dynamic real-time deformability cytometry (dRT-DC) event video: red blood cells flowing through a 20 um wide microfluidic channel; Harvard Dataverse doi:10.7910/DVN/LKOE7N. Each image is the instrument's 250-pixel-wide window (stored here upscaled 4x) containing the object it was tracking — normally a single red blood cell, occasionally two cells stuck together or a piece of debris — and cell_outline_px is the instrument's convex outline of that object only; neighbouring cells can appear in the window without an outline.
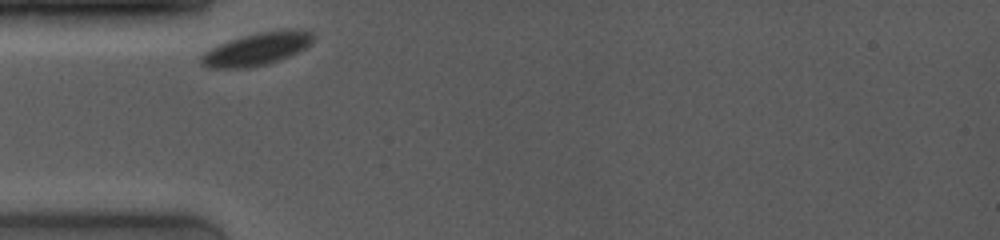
{"species": "common noctule bat (a hibernating species)", "species_latin": "Nyctalus noctula", "temperature_condition": "room temperature", "stored_images_in_passage": 39, "camera_frame_rate_fps": 4000, "um_per_image_px": 0.085, "animal": {"sex": "female", "body_mass_g": 19.0, "forearm_length_mm": 53.3}, "frame": {"image": 1, "passage_image": 1, "time_ms": 0.0, "image_size_px": [1000, 240], "cell_outline_px": [[312, 40], [304, 48], [288, 56], [268, 64], [252, 68], [208, 68], [200, 64], [200, 56], [204, 52], [220, 44], [256, 32], [288, 28], [312, 32]], "centroid_in_image_um": [21.79, 4.17], "position_along_channel_um": 63.2, "area_um2": 21.15}}
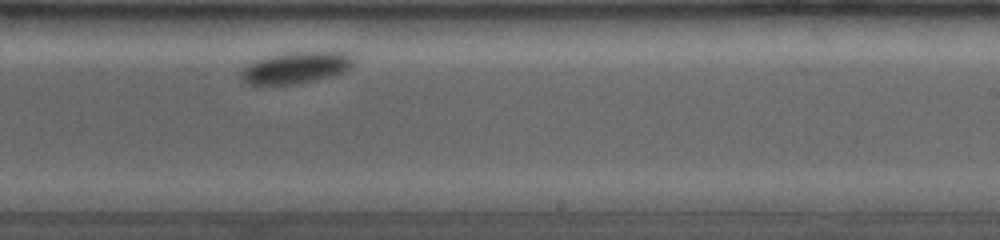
{"frame": {"image": 2, "passage_image": 24, "time_ms": 5.75, "image_size_px": [1000, 240], "cell_outline_px": [[356, 60], [344, 72], [332, 76], [316, 80], [292, 84], [244, 84], [240, 80], [240, 72], [248, 64], [256, 60], [268, 56], [288, 52], [348, 52]], "centroid_in_image_um": [25.14, 5.75], "position_along_channel_um": 263.9, "area_um2": 20.75}}
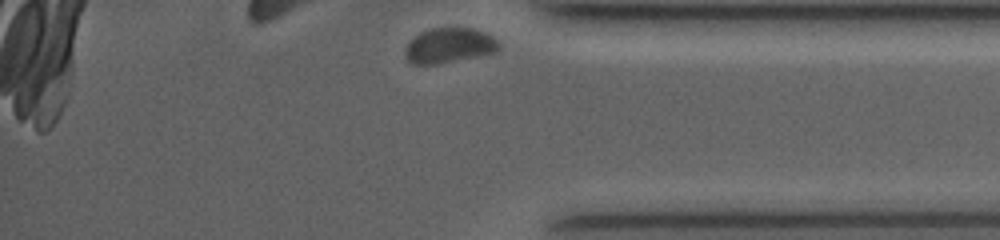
{"frame": {"image": 3, "passage_image": 39, "time_ms": 9.5, "image_size_px": [1000, 240], "cell_outline_px": [[500, 48], [496, 52], [436, 64], [412, 64], [404, 56], [404, 52], [408, 44], [420, 32], [432, 28], [472, 28], [484, 32], [492, 36], [500, 44]], "centroid_in_image_um": [38.18, 3.87], "position_along_channel_um": 397.0, "area_um2": 18.9}, "authors_computed_cell_mechanics": {"area_um2": 21.0392, "velocity_mm_per_s": 3.529, "shape_relaxation_time_tau1_ms": 5.8222, "shape_relaxation_time_tau2_ms": null, "deformation_change_tau1": 0.1039, "deformation_change_tau2": null}}